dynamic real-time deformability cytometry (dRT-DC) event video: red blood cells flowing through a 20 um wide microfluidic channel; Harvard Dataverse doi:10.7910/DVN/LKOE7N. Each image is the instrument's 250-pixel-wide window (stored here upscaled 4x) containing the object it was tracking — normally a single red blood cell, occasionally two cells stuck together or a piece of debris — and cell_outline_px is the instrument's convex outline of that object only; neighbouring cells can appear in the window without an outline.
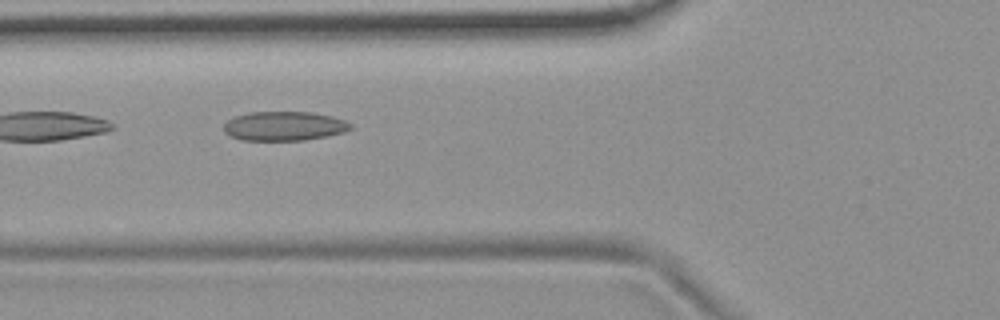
{"species": "common noctule bat (a hibernating species)", "species_latin": "Nyctalus noctula", "temperature_condition": "room temperature", "stored_images_in_passage": 3, "camera_frame_rate_fps": 3000, "um_per_image_px": 0.085, "animal": {"sex": "female", "body_mass_g": 19.9}, "frame": {"image": 1, "passage_image": 2, "time_ms": 0.333, "image_size_px": [1000, 320], "cell_outline_px": [[352, 128], [344, 132], [328, 136], [304, 140], [244, 140], [232, 136], [224, 132], [224, 124], [228, 120], [236, 116], [248, 112], [308, 112], [332, 116], [344, 120], [352, 124]], "centroid_in_image_um": [24.17, 10.71], "position_along_channel_um": 101.6, "area_um2": 21.5}}